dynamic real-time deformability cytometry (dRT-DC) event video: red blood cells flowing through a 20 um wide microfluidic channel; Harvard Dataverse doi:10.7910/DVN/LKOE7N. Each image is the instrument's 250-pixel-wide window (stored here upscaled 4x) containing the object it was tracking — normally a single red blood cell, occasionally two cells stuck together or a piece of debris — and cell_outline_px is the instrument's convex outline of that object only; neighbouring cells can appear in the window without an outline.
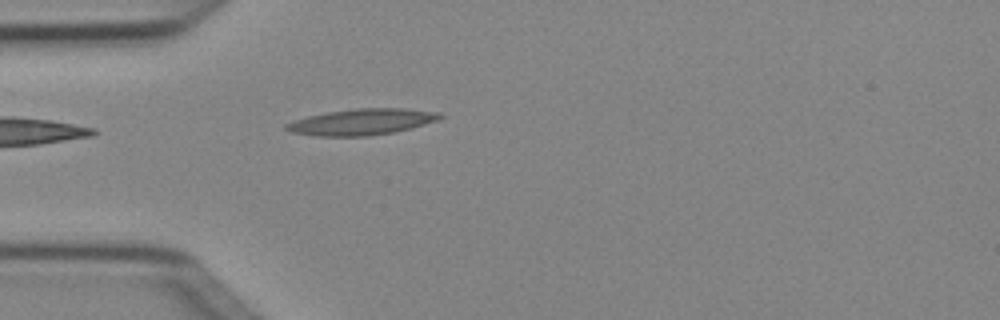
{"species": "Egyptian fruit bat (a non-hibernating species)", "species_latin": "Rousettus aegyptiacus", "temperature_condition": "cold", "stored_images_in_passage": 2, "camera_frame_rate_fps": 3000, "um_per_image_px": 0.085, "animal": {"sex": "female"}, "frame": {"image": 1, "passage_image": 2, "time_ms": 0.333, "image_size_px": [1000, 320], "cell_outline_px": [[444, 116], [436, 120], [412, 128], [392, 132], [368, 136], [312, 136], [292, 132], [284, 128], [284, 124], [308, 116], [328, 112], [356, 108], [404, 108], [440, 112]], "centroid_in_image_um": [30.75, 10.36], "position_along_channel_um": 54.3, "area_um2": 23.35}}